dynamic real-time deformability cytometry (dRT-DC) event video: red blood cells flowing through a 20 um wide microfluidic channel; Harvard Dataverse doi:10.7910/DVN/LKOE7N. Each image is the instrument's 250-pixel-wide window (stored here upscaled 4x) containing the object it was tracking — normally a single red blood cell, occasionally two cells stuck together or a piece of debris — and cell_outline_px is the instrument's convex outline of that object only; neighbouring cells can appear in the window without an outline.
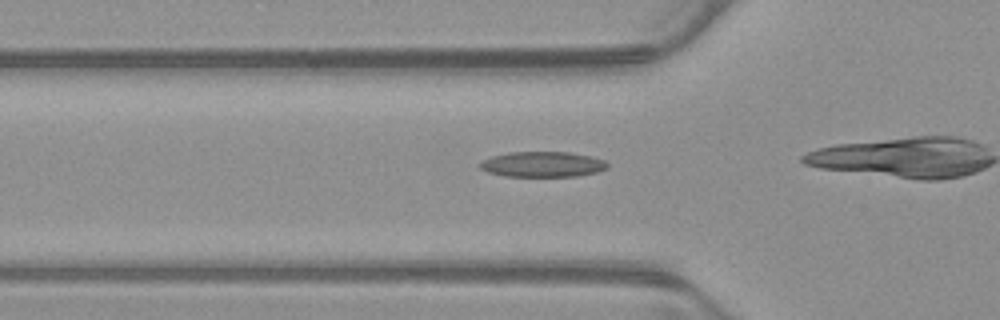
{"species": "common noctule bat (a hibernating species)", "species_latin": "Nyctalus noctula", "temperature_condition": "warm", "stored_images_in_passage": 38, "camera_frame_rate_fps": 3000, "um_per_image_px": 0.085, "animal": {"sex": "male", "body_mass_g": 23.1, "forearm_length_mm": 52.7}, "frame": {"image": 1, "passage_image": 14, "time_ms": 4.333, "image_size_px": [1000, 320], "cell_outline_px": [[608, 168], [596, 172], [576, 176], [504, 176], [488, 172], [480, 168], [476, 164], [480, 160], [492, 156], [508, 152], [568, 152], [592, 156], [604, 160], [608, 164]], "centroid_in_image_um": [46.07, 13.96], "position_along_channel_um": 79.7, "area_um2": 19.02}}
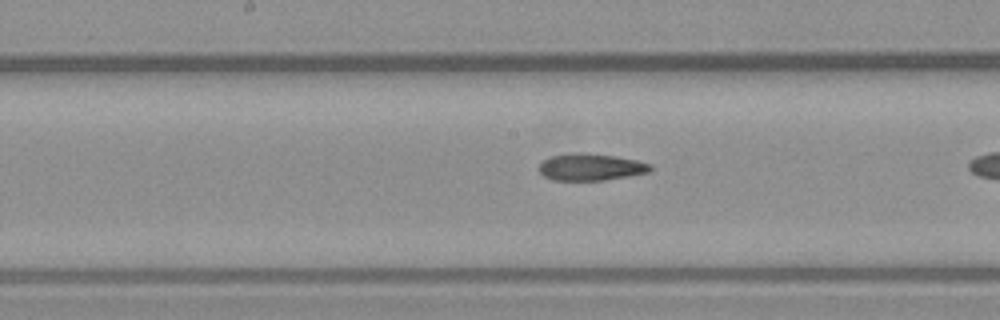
{"frame": {"image": 2, "passage_image": 23, "time_ms": 7.333, "image_size_px": [1000, 320], "cell_outline_px": [[652, 172], [604, 180], [552, 180], [544, 176], [540, 172], [540, 164], [548, 156], [612, 156], [636, 160], [652, 164]], "centroid_in_image_um": [50.28, 14.26], "position_along_channel_um": 197.9, "area_um2": 16.47}}
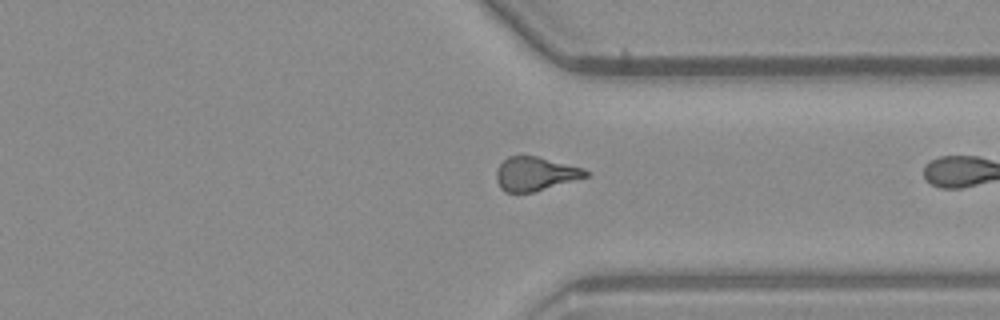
{"frame": {"image": 3, "passage_image": 36, "time_ms": 11.667, "image_size_px": [1000, 320], "cell_outline_px": [[588, 176], [532, 192], [504, 192], [500, 188], [496, 180], [496, 168], [508, 156], [536, 156], [584, 168], [588, 172]], "centroid_in_image_um": [45.45, 14.77], "position_along_channel_um": 365.9, "area_um2": 17.4}}